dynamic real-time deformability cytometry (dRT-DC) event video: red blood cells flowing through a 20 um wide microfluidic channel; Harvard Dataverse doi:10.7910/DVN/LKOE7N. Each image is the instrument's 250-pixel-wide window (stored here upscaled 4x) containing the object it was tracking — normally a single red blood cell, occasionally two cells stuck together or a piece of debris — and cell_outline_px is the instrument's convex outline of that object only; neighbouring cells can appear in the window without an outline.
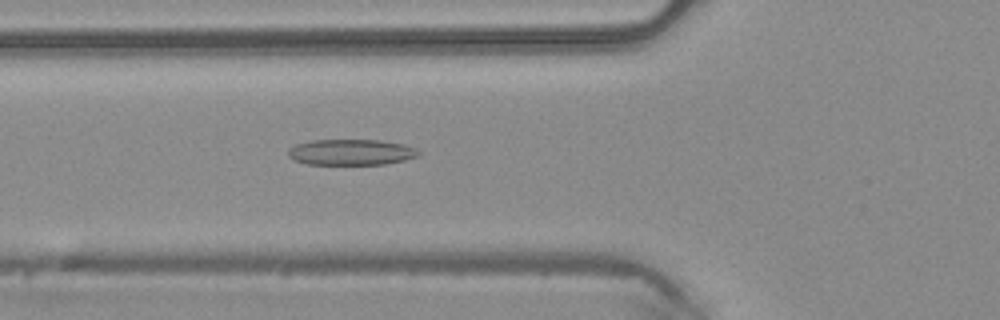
{"species": "common noctule bat (a hibernating species)", "species_latin": "Nyctalus noctula", "temperature_condition": "warm", "stored_images_in_passage": 42, "camera_frame_rate_fps": 3000, "um_per_image_px": 0.085, "animal": {"sex": "male", "body_mass_g": 20.4}, "frame": {"image": 1, "passage_image": 12, "time_ms": 3.667, "image_size_px": [1000, 320], "cell_outline_px": [[420, 156], [388, 164], [308, 164], [292, 160], [288, 156], [288, 148], [296, 144], [312, 140], [380, 140], [404, 144], [416, 148], [420, 152]], "centroid_in_image_um": [29.85, 12.93], "position_along_channel_um": 95.9, "area_um2": 19.83}}
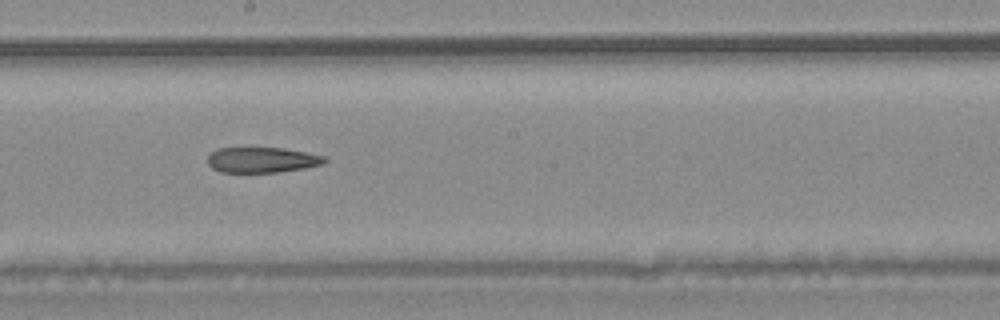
{"frame": {"image": 2, "passage_image": 21, "time_ms": 6.667, "image_size_px": [1000, 320], "cell_outline_px": [[328, 160], [324, 164], [304, 168], [276, 172], [220, 172], [212, 168], [208, 164], [208, 156], [216, 148], [284, 148], [324, 156]], "centroid_in_image_um": [22.26, 13.59], "position_along_channel_um": 225.9, "area_um2": 17.28}}
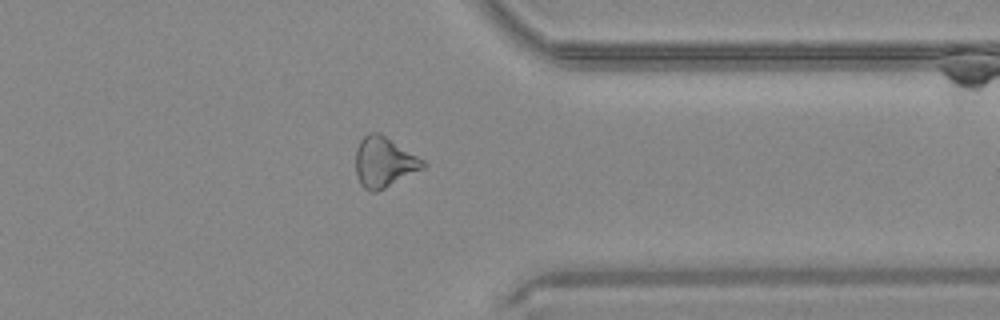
{"frame": {"image": 3, "passage_image": 32, "time_ms": 10.333, "image_size_px": [1000, 320], "cell_outline_px": [[428, 164], [424, 168], [376, 192], [368, 192], [360, 184], [356, 176], [356, 148], [360, 140], [368, 132], [380, 132], [424, 160]], "centroid_in_image_um": [32.63, 13.77], "position_along_channel_um": 378.8, "area_um2": 19.83}}